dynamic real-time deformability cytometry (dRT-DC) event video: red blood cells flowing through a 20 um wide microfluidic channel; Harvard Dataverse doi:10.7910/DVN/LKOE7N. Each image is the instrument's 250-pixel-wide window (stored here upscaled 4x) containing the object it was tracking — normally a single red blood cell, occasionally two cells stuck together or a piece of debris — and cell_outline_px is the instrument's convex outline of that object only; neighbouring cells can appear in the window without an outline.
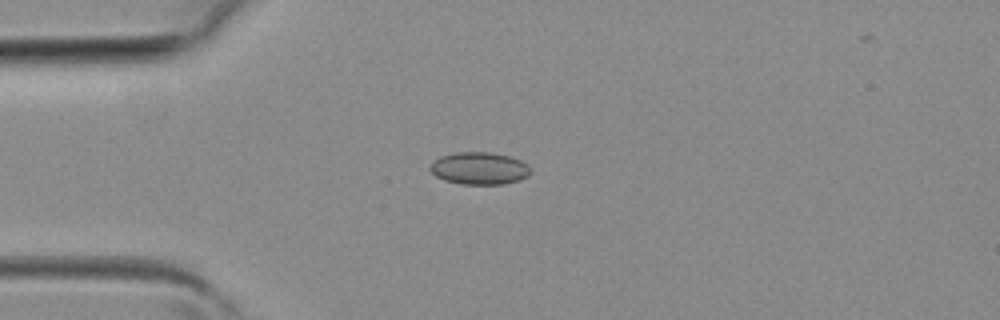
{"species": "common noctule bat (a hibernating species)", "species_latin": "Nyctalus noctula", "temperature_condition": "room temperature", "stored_images_in_passage": 2, "camera_frame_rate_fps": 3000, "um_per_image_px": 0.085, "animal": {"sex": "female", "body_mass_g": 19.3, "forearm_length_mm": 54.1}, "frame": {"image": 1, "passage_image": 1, "time_ms": 0.0, "image_size_px": [1000, 320], "cell_outline_px": [[528, 176], [520, 180], [504, 184], [460, 184], [444, 180], [436, 176], [428, 168], [440, 156], [456, 152], [492, 152], [508, 156], [520, 160], [528, 164]], "centroid_in_image_um": [40.73, 14.31], "position_along_channel_um": 44.3, "area_um2": 18.84}}
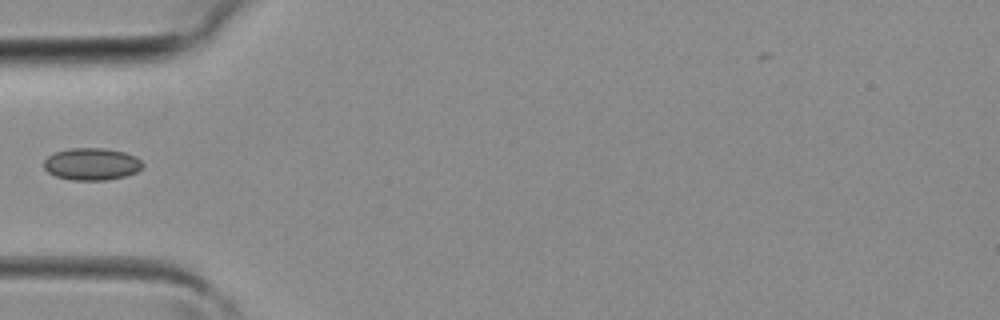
{"frame": {"image": 2, "passage_image": 2, "time_ms": 0.333, "image_size_px": [1000, 320], "cell_outline_px": [[144, 164], [136, 172], [124, 176], [108, 180], [72, 180], [56, 176], [48, 172], [44, 168], [44, 160], [48, 156], [56, 152], [68, 148], [104, 148], [124, 152], [136, 156]], "centroid_in_image_um": [7.79, 13.94], "position_along_channel_um": 77.2, "area_um2": 18.5}}